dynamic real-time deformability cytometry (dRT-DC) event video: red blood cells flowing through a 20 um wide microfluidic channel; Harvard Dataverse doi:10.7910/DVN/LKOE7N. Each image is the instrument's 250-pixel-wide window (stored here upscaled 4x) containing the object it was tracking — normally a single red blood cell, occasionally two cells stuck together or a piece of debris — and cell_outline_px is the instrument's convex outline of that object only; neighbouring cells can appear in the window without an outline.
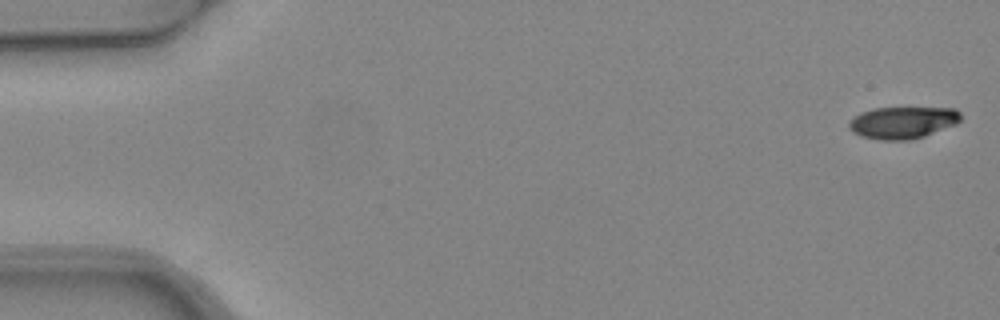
{"species": "common noctule bat (a hibernating species)", "species_latin": "Nyctalus noctula", "temperature_condition": "warm", "stored_images_in_passage": 5, "camera_frame_rate_fps": 3000, "um_per_image_px": 0.085, "animal": {"sex": "female", "body_mass_g": 24.6, "forearm_length_mm": 56.2}, "frame": {"image": 1, "passage_image": 1, "time_ms": 0.0, "image_size_px": [1000, 320], "cell_outline_px": [[960, 120], [956, 124], [924, 136], [912, 140], [880, 140], [860, 136], [852, 132], [848, 128], [848, 120], [860, 112], [872, 108], [956, 108], [960, 112]], "centroid_in_image_um": [76.68, 10.42], "position_along_channel_um": 8.3, "area_um2": 21.04}}
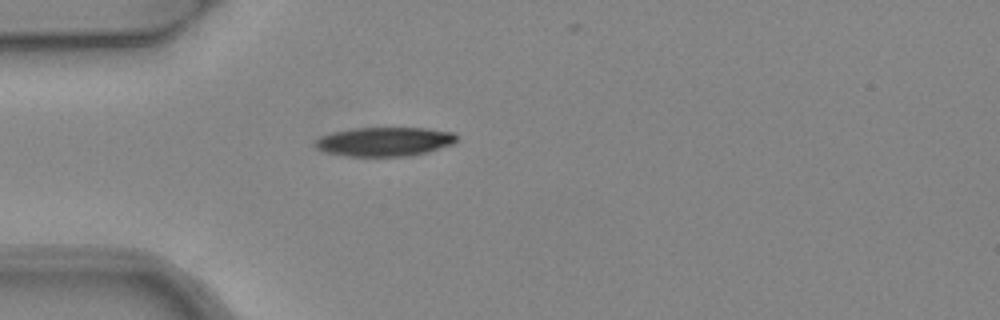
{"frame": {"image": 2, "passage_image": 4, "time_ms": 1.0, "image_size_px": [1000, 320], "cell_outline_px": [[456, 140], [452, 144], [428, 152], [412, 156], [348, 156], [324, 152], [316, 148], [312, 144], [320, 136], [332, 132], [352, 128], [424, 128], [452, 132], [456, 136]], "centroid_in_image_um": [32.63, 12.04], "position_along_channel_um": 52.4, "area_um2": 24.04}}